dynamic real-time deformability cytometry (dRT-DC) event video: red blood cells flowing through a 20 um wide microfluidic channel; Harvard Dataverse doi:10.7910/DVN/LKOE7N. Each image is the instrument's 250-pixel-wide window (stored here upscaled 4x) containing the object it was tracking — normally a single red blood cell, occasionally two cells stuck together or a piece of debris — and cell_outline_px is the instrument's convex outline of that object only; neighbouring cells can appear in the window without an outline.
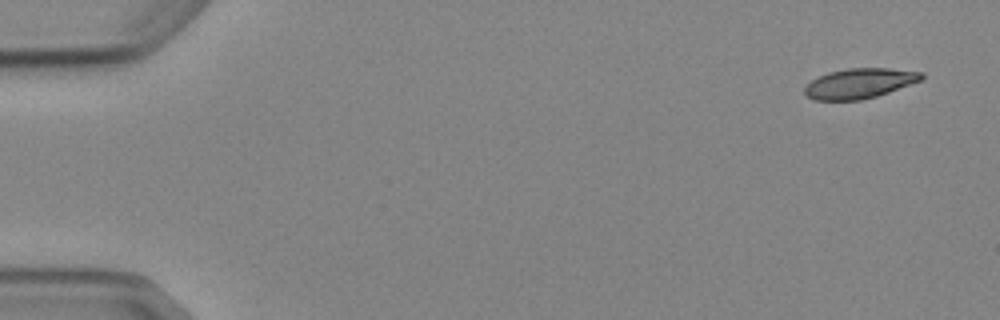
{"species": "Egyptian fruit bat (a non-hibernating species)", "species_latin": "Rousettus aegyptiacus", "temperature_condition": "cold", "stored_images_in_passage": 6, "camera_frame_rate_fps": 3000, "um_per_image_px": 0.085, "animal": {"sex": "female"}, "frame": {"image": 1, "passage_image": 1, "time_ms": 0.0, "image_size_px": [1000, 320], "cell_outline_px": [[924, 76], [920, 80], [888, 92], [876, 96], [860, 100], [812, 100], [804, 92], [804, 88], [812, 80], [828, 72], [848, 68], [888, 68], [924, 72]], "centroid_in_image_um": [73.04, 7.08], "position_along_channel_um": 12.0, "area_um2": 20.23}}
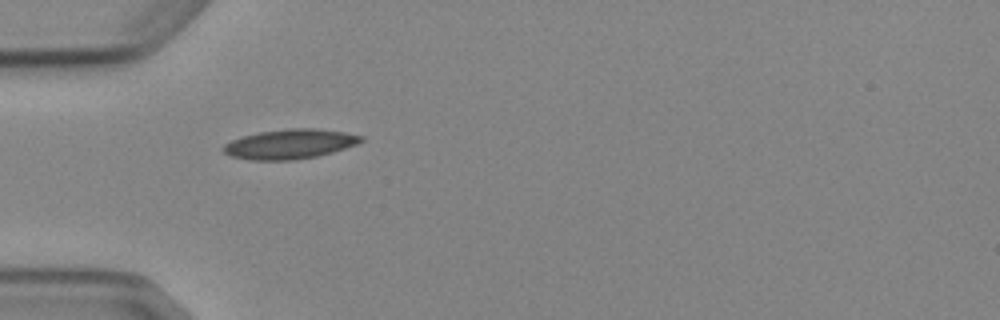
{"frame": {"image": 2, "passage_image": 5, "time_ms": 4.667, "image_size_px": [1000, 320], "cell_outline_px": [[364, 140], [356, 144], [332, 152], [316, 156], [292, 160], [252, 160], [232, 156], [224, 152], [220, 148], [224, 144], [240, 136], [260, 132], [288, 128], [316, 128], [344, 132], [364, 136]], "centroid_in_image_um": [24.62, 12.23], "position_along_channel_um": 60.4, "area_um2": 23.76}}
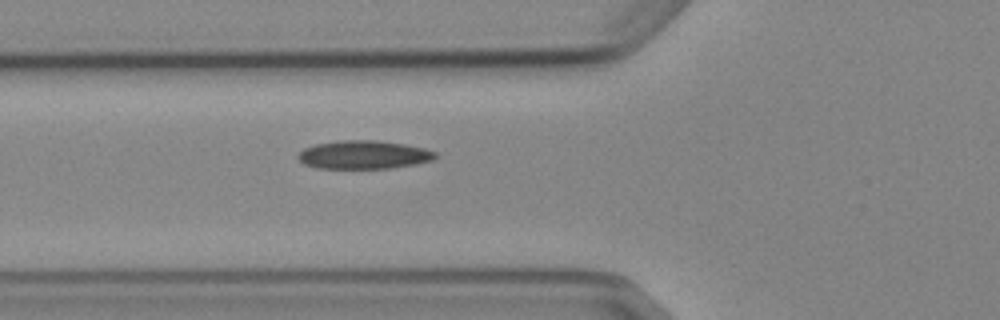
{"frame": {"image": 3, "passage_image": 6, "time_ms": 5.667, "image_size_px": [1000, 320], "cell_outline_px": [[436, 156], [432, 160], [416, 164], [392, 168], [316, 168], [304, 164], [296, 156], [304, 148], [316, 144], [340, 140], [376, 140], [404, 144], [424, 148], [436, 152]], "centroid_in_image_um": [30.91, 13.15], "position_along_channel_um": 94.9, "area_um2": 22.66}}